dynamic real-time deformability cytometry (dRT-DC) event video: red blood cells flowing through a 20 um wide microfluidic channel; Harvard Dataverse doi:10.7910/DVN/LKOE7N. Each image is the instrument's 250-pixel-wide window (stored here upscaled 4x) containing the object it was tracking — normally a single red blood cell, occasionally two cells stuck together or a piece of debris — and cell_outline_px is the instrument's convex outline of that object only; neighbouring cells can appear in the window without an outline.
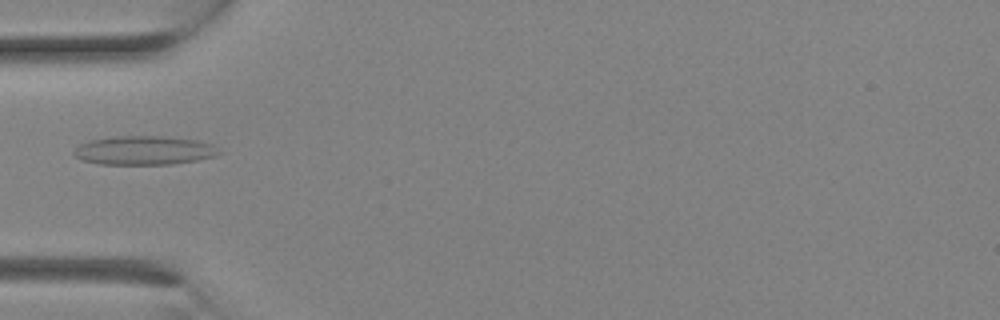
{"species": "Egyptian fruit bat (a non-hibernating species)", "species_latin": "Rousettus aegyptiacus", "temperature_condition": "room temperature", "stored_images_in_passage": 10, "camera_frame_rate_fps": 3000, "um_per_image_px": 0.085, "animal": {"sex": "female"}, "frame": {"image": 1, "passage_image": 9, "time_ms": 2.667, "image_size_px": [1000, 320], "cell_outline_px": [[220, 152], [216, 156], [196, 160], [172, 164], [100, 164], [80, 160], [72, 152], [80, 144], [88, 140], [112, 136], [164, 136], [196, 140], [212, 144]], "centroid_in_image_um": [12.21, 12.78], "position_along_channel_um": 72.8, "area_um2": 24.45}}